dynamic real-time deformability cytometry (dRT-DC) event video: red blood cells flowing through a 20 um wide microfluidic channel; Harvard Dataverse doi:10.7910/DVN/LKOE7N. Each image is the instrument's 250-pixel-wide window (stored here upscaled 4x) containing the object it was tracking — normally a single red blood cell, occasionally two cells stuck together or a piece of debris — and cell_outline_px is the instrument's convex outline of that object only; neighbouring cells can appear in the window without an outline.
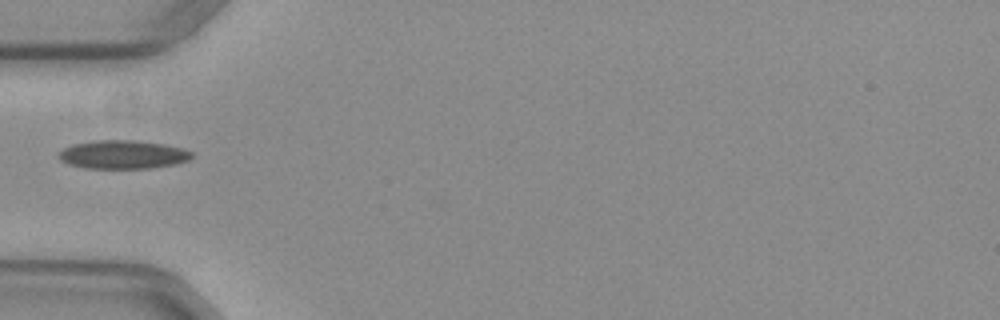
{"species": "common noctule bat (a hibernating species)", "species_latin": "Nyctalus noctula", "temperature_condition": "warm", "stored_images_in_passage": 36, "camera_frame_rate_fps": 3000, "um_per_image_px": 0.085, "animal": {"sex": "female", "body_mass_g": 29.2, "forearm_length_mm": 56.3}, "frame": {"image": 1, "passage_image": 1, "time_ms": 0.0, "image_size_px": [1000, 320], "cell_outline_px": [[192, 156], [188, 160], [176, 164], [148, 168], [84, 168], [68, 164], [60, 160], [56, 156], [64, 148], [72, 144], [96, 140], [136, 140], [164, 144], [184, 148], [192, 152]], "centroid_in_image_um": [10.43, 13.13], "position_along_channel_um": 74.6, "area_um2": 22.2}}
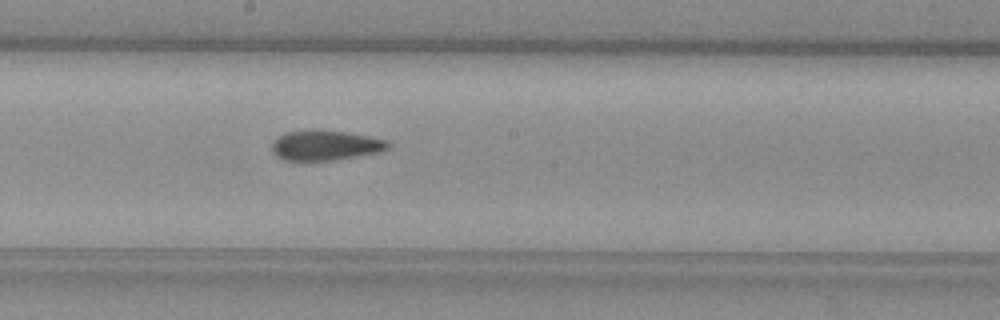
{"frame": {"image": 2, "passage_image": 12, "time_ms": 3.667, "image_size_px": [1000, 320], "cell_outline_px": [[392, 144], [388, 148], [380, 152], [336, 160], [284, 160], [276, 156], [272, 152], [272, 140], [276, 136], [284, 132], [312, 128], [344, 132], [368, 136], [388, 140]], "centroid_in_image_um": [27.62, 12.33], "position_along_channel_um": 220.6, "area_um2": 20.81}}
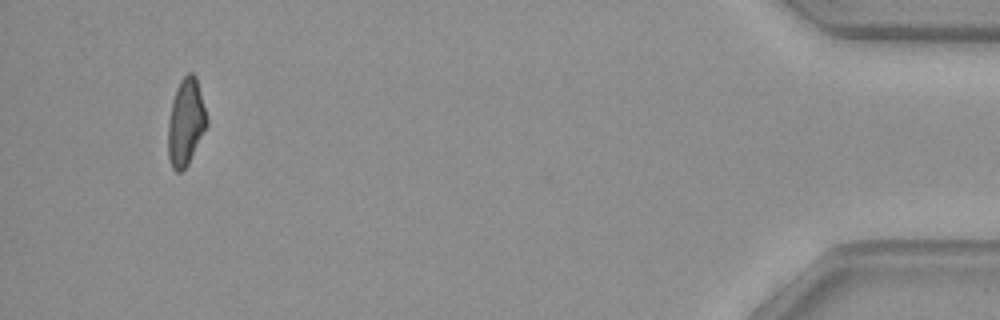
{"frame": {"image": 3, "passage_image": 33, "time_ms": 10.667, "image_size_px": [1000, 320], "cell_outline_px": [[208, 124], [188, 164], [180, 172], [176, 172], [172, 168], [168, 156], [168, 120], [172, 100], [176, 88], [180, 80], [188, 72], [192, 72], [196, 76], [208, 120]], "centroid_in_image_um": [15.78, 10.37], "position_along_channel_um": 419.4, "area_um2": 19.65}}